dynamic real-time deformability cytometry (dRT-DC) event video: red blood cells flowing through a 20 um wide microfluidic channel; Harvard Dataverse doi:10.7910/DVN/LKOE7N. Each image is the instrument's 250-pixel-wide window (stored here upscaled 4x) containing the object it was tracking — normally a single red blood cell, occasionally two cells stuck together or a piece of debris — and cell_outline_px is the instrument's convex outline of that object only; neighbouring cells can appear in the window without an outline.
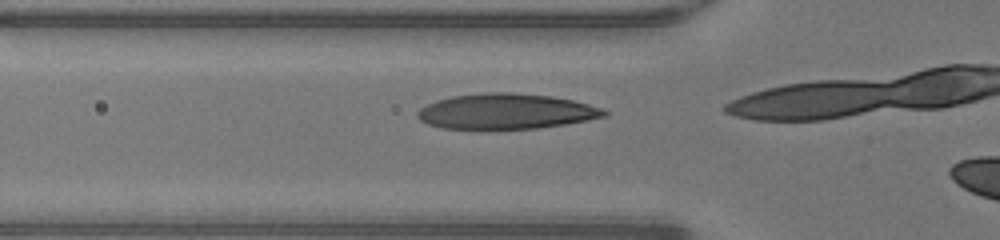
{"species": "human", "species_latin": "Homo sapiens", "temperature_condition": "warm", "stored_images_in_passage": 12, "camera_frame_rate_fps": 3000, "um_per_image_px": 0.085, "donor": {"sex": "male"}, "frame": {"image": 1, "passage_image": 10, "time_ms": 3.0, "image_size_px": [1000, 240], "cell_outline_px": [[608, 116], [588, 120], [564, 124], [536, 128], [440, 128], [428, 124], [420, 120], [416, 116], [416, 112], [420, 108], [436, 100], [452, 96], [488, 92], [512, 92], [552, 96], [572, 100], [604, 108], [608, 112]], "centroid_in_image_um": [43.02, 9.45], "position_along_channel_um": 82.8, "area_um2": 38.38}}